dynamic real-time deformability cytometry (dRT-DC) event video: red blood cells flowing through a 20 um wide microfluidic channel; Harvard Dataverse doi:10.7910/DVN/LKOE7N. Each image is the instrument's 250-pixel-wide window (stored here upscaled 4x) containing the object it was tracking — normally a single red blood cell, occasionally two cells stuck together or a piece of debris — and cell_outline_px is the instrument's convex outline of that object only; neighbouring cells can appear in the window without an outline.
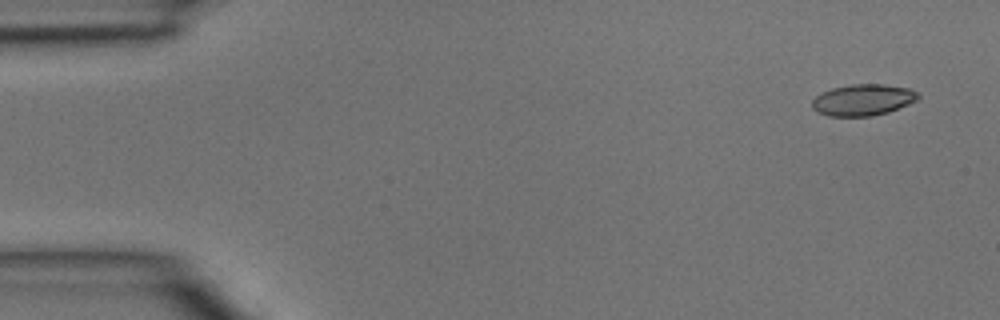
{"species": "common noctule bat (a hibernating species)", "species_latin": "Nyctalus noctula", "temperature_condition": "room temperature", "stored_images_in_passage": 4, "camera_frame_rate_fps": 3000, "um_per_image_px": 0.085, "animal": {"sex": "male", "body_mass_g": 15.6}, "frame": {"image": 1, "passage_image": 1, "time_ms": 0.0, "image_size_px": [1000, 320], "cell_outline_px": [[920, 96], [916, 100], [908, 104], [888, 112], [872, 116], [828, 116], [816, 112], [812, 108], [812, 100], [816, 96], [832, 88], [852, 84], [884, 84], [908, 88], [916, 92]], "centroid_in_image_um": [73.33, 8.49], "position_along_channel_um": 11.7, "area_um2": 19.31}}
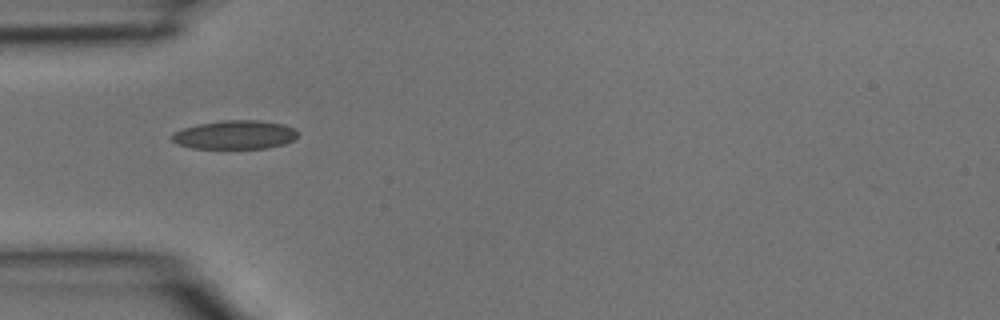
{"frame": {"image": 2, "passage_image": 4, "time_ms": 1.0, "image_size_px": [1000, 320], "cell_outline_px": [[300, 132], [292, 140], [284, 144], [268, 148], [192, 148], [176, 144], [172, 140], [172, 132], [196, 124], [224, 120], [256, 120], [284, 124]], "centroid_in_image_um": [19.95, 11.45], "position_along_channel_um": 65.1, "area_um2": 21.1}}